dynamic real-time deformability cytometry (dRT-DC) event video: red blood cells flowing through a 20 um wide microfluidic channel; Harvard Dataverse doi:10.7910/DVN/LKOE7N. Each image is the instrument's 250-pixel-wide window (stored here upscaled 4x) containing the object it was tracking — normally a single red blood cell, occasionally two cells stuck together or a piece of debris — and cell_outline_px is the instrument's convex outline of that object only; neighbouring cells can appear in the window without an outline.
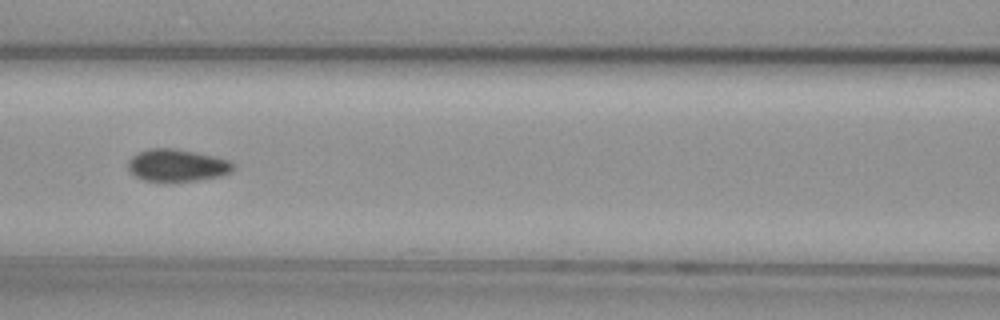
{"species": "common noctule bat (a hibernating species)", "species_latin": "Nyctalus noctula", "temperature_condition": "cold", "stored_images_in_passage": 41, "camera_frame_rate_fps": 3000, "um_per_image_px": 0.085, "animal": {"sex": "female", "body_mass_g": 29.2, "forearm_length_mm": 56.3}, "frame": {"image": 1, "passage_image": 10, "time_ms": 3.0, "image_size_px": [1000, 320], "cell_outline_px": [[236, 168], [232, 172], [220, 176], [196, 180], [144, 180], [136, 176], [128, 168], [128, 160], [132, 156], [148, 148], [176, 148], [216, 156], [228, 160]], "centroid_in_image_um": [15.08, 14.02], "position_along_channel_um": 151.5, "area_um2": 19.54}}
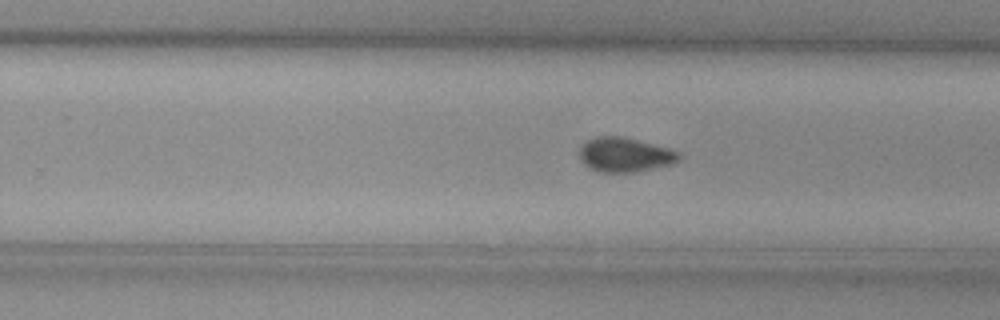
{"frame": {"image": 2, "passage_image": 20, "time_ms": 6.333, "image_size_px": [1000, 320], "cell_outline_px": [[680, 160], [672, 164], [636, 172], [600, 172], [588, 168], [580, 160], [580, 148], [588, 140], [600, 136], [620, 136], [668, 148], [680, 152]], "centroid_in_image_um": [53.12, 13.17], "position_along_channel_um": 276.7, "area_um2": 19.83}}
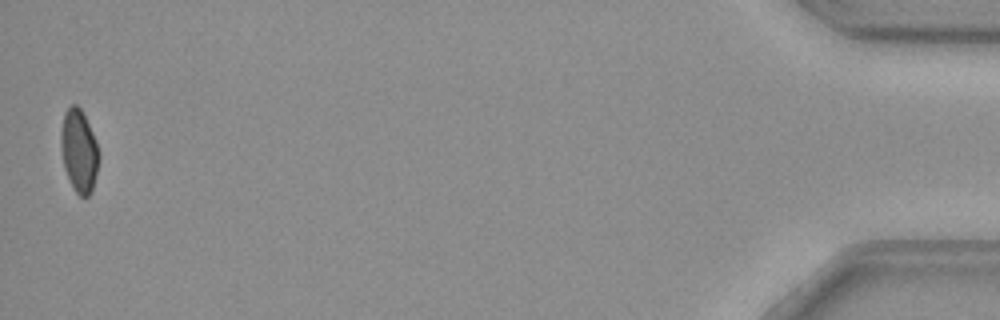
{"frame": {"image": 3, "passage_image": 40, "time_ms": 13.0, "image_size_px": [1000, 320], "cell_outline_px": [[100, 156], [92, 192], [88, 196], [80, 196], [76, 192], [64, 168], [60, 144], [60, 136], [64, 112], [72, 104], [76, 104], [80, 108], [96, 140]], "centroid_in_image_um": [6.72, 12.82], "position_along_channel_um": 428.5, "area_um2": 18.21}}